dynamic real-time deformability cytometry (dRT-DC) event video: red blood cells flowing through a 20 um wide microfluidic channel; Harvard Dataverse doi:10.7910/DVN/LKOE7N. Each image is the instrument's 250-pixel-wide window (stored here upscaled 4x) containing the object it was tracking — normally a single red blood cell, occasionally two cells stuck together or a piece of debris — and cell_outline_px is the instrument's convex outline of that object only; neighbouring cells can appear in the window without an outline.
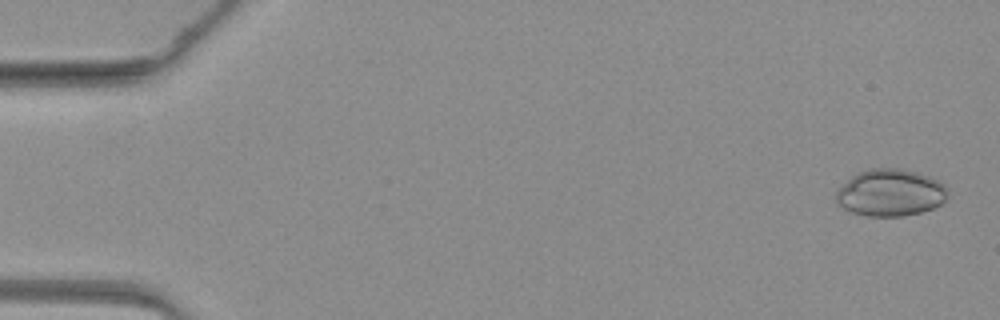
{"species": "common noctule bat (a hibernating species)", "species_latin": "Nyctalus noctula", "temperature_condition": "warm", "stored_images_in_passage": 48, "camera_frame_rate_fps": 3000, "um_per_image_px": 0.085, "animal": {"sex": "female", "body_mass_g": 19.3, "forearm_length_mm": 54.1}, "frame": {"image": 1, "passage_image": 2, "time_ms": 0.333, "image_size_px": [1000, 320], "cell_outline_px": [[948, 196], [940, 204], [932, 208], [920, 212], [904, 216], [868, 216], [852, 212], [844, 208], [836, 200], [836, 192], [852, 176], [860, 172], [872, 168], [900, 168], [916, 172], [928, 176], [944, 184]], "centroid_in_image_um": [75.69, 16.38], "position_along_channel_um": 9.3, "area_um2": 30.17}}
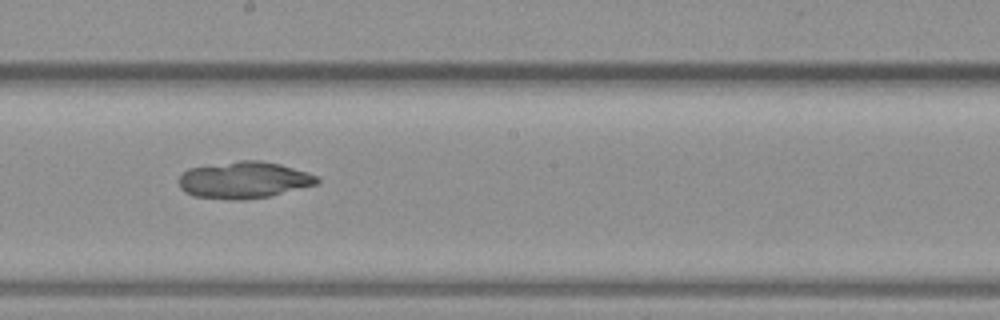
{"frame": {"image": 2, "passage_image": 27, "time_ms": 8.667, "image_size_px": [1000, 320], "cell_outline_px": [[320, 180], [316, 184], [268, 196], [244, 200], [228, 200], [192, 196], [184, 192], [180, 188], [180, 176], [188, 168], [240, 160], [260, 160], [280, 164], [308, 172], [316, 176]], "centroid_in_image_um": [20.7, 15.3], "position_along_channel_um": 227.5, "area_um2": 29.54}}
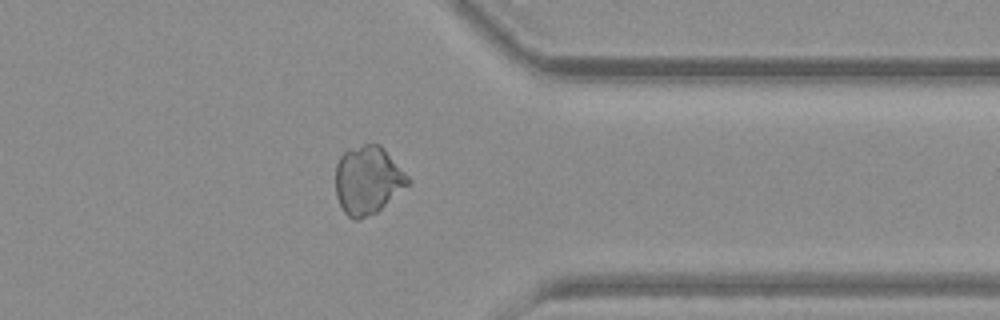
{"frame": {"image": 3, "passage_image": 38, "time_ms": 12.333, "image_size_px": [1000, 320], "cell_outline_px": [[412, 180], [408, 184], [376, 212], [360, 220], [352, 220], [344, 212], [336, 196], [336, 164], [340, 156], [348, 148], [364, 144], [380, 144], [384, 148]], "centroid_in_image_um": [31.24, 15.3], "position_along_channel_um": 380.2, "area_um2": 28.67}}